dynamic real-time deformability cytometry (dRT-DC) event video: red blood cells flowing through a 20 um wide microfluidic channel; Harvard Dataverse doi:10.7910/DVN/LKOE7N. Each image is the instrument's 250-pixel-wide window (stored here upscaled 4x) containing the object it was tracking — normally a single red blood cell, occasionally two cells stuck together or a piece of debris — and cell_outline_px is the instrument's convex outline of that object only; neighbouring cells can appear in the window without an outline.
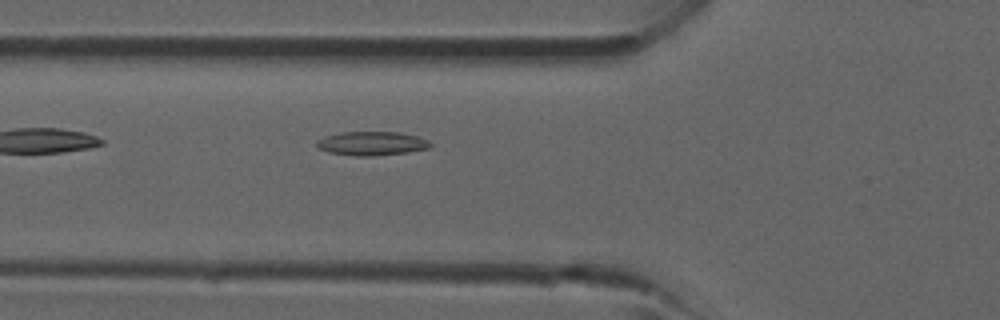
{"species": "common noctule bat (a hibernating species)", "species_latin": "Nyctalus noctula", "temperature_condition": "room temperature", "stored_images_in_passage": 5, "camera_frame_rate_fps": 3000, "um_per_image_px": 0.085, "animal": {"sex": "male", "forearm_length_mm": 52.5}, "frame": {"image": 1, "passage_image": 5, "time_ms": 4.667, "image_size_px": [1000, 320], "cell_outline_px": [[432, 144], [428, 148], [408, 152], [372, 156], [356, 156], [328, 152], [320, 148], [316, 144], [316, 140], [340, 132], [396, 132], [416, 136], [428, 140]], "centroid_in_image_um": [31.6, 12.19], "position_along_channel_um": 94.2, "area_um2": 15.61}}